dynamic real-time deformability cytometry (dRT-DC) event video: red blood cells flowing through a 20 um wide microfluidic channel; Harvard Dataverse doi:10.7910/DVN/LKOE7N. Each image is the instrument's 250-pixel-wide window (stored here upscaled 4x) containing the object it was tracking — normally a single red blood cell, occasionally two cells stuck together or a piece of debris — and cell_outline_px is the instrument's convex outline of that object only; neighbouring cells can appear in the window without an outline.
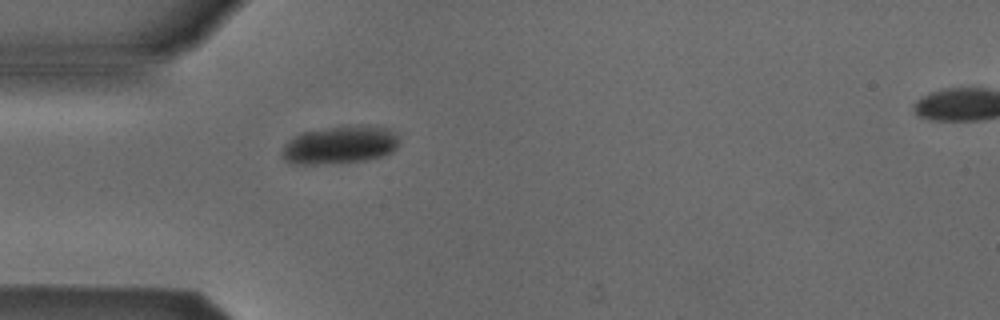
{"species": "Egyptian fruit bat (a non-hibernating species)", "species_latin": "Rousettus aegyptiacus", "temperature_condition": "cold", "stored_images_in_passage": 4, "camera_frame_rate_fps": 3000, "um_per_image_px": 0.085, "animal": {"sex": "male"}, "frame": {"image": 1, "passage_image": 4, "time_ms": 3.667, "image_size_px": [1000, 320], "cell_outline_px": [[400, 140], [396, 148], [392, 152], [380, 156], [364, 160], [324, 164], [304, 164], [284, 160], [280, 156], [280, 152], [284, 144], [288, 140], [304, 132], [324, 128], [348, 124], [368, 124], [388, 128], [396, 132], [400, 136]], "centroid_in_image_um": [28.93, 12.28], "position_along_channel_um": 56.1, "area_um2": 26.36}}